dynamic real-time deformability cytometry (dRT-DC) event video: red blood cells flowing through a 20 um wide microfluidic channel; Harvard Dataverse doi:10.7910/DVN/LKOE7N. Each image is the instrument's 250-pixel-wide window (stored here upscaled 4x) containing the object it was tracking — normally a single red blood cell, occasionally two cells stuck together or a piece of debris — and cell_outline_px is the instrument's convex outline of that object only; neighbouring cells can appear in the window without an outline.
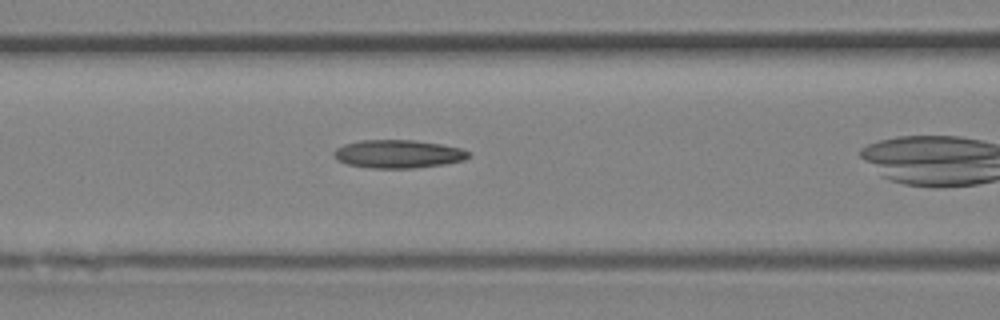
{"species": "Egyptian fruit bat (a non-hibernating species)", "species_latin": "Rousettus aegyptiacus", "temperature_condition": "room temperature", "stored_images_in_passage": 21, "camera_frame_rate_fps": 3000, "um_per_image_px": 0.085, "animal": {"sex": "female"}, "frame": {"image": 1, "passage_image": 12, "time_ms": 3.667, "image_size_px": [1000, 320], "cell_outline_px": [[472, 156], [464, 160], [444, 164], [412, 168], [372, 168], [348, 164], [336, 160], [332, 156], [332, 152], [336, 148], [344, 144], [360, 140], [412, 140], [440, 144], [460, 148], [468, 152]], "centroid_in_image_um": [33.8, 13.09], "position_along_channel_um": 132.8, "area_um2": 22.14}}